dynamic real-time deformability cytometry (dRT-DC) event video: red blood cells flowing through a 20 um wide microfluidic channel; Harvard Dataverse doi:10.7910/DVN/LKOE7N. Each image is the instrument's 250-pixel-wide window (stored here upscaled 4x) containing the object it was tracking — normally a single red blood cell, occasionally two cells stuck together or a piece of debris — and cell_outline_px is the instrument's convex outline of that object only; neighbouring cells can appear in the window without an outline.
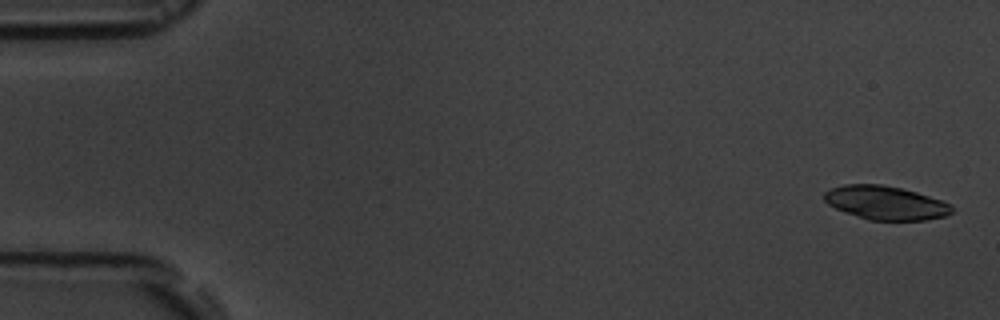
{"species": "common noctule bat (a hibernating species)", "species_latin": "Nyctalus noctula", "temperature_condition": "room temperature", "stored_images_in_passage": 6, "camera_frame_rate_fps": 3000, "um_per_image_px": 0.085, "animal": {"sex": "male", "body_mass_g": 19.5, "forearm_length_mm": 54.6}, "frame": {"image": 1, "passage_image": 1, "time_ms": 0.0, "image_size_px": [1000, 320], "cell_outline_px": [[952, 212], [948, 216], [924, 220], [868, 220], [844, 212], [828, 204], [824, 200], [824, 192], [832, 188], [844, 184], [880, 184], [900, 188], [916, 192], [952, 204]], "centroid_in_image_um": [75.27, 17.24], "position_along_channel_um": 9.7, "area_um2": 25.03}}
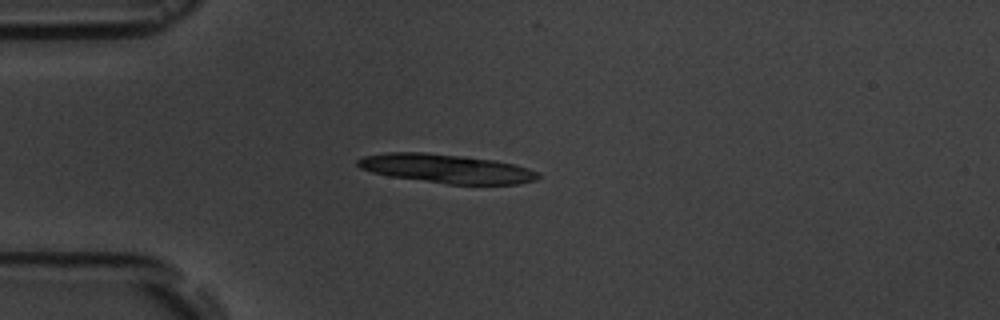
{"frame": {"image": 2, "passage_image": 4, "time_ms": 4.333, "image_size_px": [1000, 320], "cell_outline_px": [[540, 176], [536, 180], [520, 184], [448, 184], [388, 176], [372, 172], [360, 168], [356, 164], [356, 160], [364, 156], [388, 152], [424, 152], [496, 160], [528, 168], [540, 172]], "centroid_in_image_um": [37.94, 14.33], "position_along_channel_um": 47.1, "area_um2": 30.4}}